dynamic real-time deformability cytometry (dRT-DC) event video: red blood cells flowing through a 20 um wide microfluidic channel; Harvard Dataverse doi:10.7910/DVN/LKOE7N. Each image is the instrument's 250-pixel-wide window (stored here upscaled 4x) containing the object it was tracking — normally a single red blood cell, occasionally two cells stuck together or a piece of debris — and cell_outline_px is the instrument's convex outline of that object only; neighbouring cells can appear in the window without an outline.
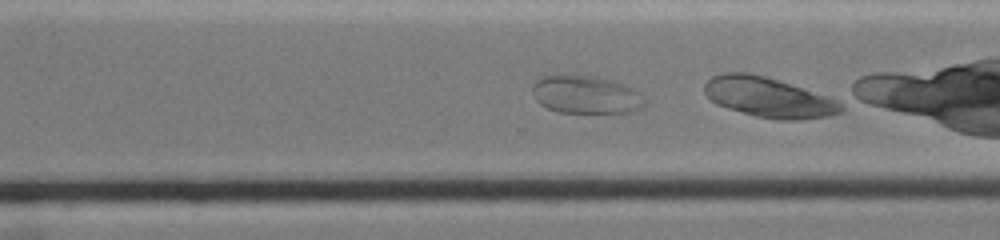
{"species": "common noctule bat (a hibernating species)", "species_latin": "Nyctalus noctula", "temperature_condition": "cold", "stored_images_in_passage": 26, "camera_frame_rate_fps": 3000, "um_per_image_px": 0.085, "animal": {"sex": "female", "body_mass_g": 19.0, "forearm_length_mm": 51.5}, "frame": {"image": 1, "passage_image": 22, "time_ms": 8.667, "image_size_px": [1000, 240], "cell_outline_px": [[644, 104], [640, 108], [628, 112], [560, 112], [548, 108], [540, 104], [536, 100], [532, 92], [532, 84], [540, 76], [552, 72], [564, 72], [596, 76], [612, 80], [624, 84], [640, 92]], "centroid_in_image_um": [49.7, 7.97], "position_along_channel_um": 320.9, "area_um2": 25.49}}